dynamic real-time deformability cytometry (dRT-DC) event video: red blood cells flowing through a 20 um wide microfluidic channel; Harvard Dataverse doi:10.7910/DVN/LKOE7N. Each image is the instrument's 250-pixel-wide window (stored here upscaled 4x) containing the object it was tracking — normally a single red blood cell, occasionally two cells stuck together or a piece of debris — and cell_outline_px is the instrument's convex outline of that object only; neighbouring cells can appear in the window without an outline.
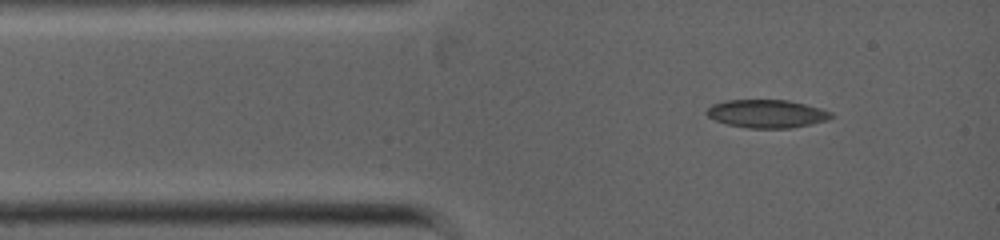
{"species": "common noctule bat (a hibernating species)", "species_latin": "Nyctalus noctula", "temperature_condition": "warm", "stored_images_in_passage": 8, "camera_frame_rate_fps": 5000, "um_per_image_px": 0.085, "animal": {"sex": "female", "body_mass_g": 19.0, "forearm_length_mm": 53.3}, "frame": {"image": 1, "passage_image": 1, "time_ms": 0.0, "image_size_px": [1000, 240], "cell_outline_px": [[836, 116], [828, 120], [792, 128], [748, 128], [728, 124], [716, 120], [708, 116], [704, 112], [712, 104], [724, 100], [788, 100], [820, 108], [832, 112]], "centroid_in_image_um": [65.19, 9.66], "position_along_channel_um": 19.8, "area_um2": 20.46}}
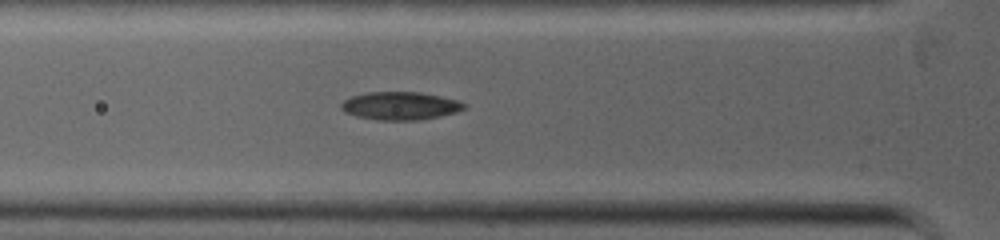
{"frame": {"image": 2, "passage_image": 6, "time_ms": 2.0, "image_size_px": [1000, 240], "cell_outline_px": [[468, 108], [456, 112], [440, 116], [420, 120], [376, 120], [356, 116], [344, 112], [340, 108], [340, 104], [344, 100], [352, 96], [368, 92], [420, 92], [440, 96], [456, 100], [468, 104]], "centroid_in_image_um": [34.03, 9.0], "position_along_channel_um": 91.8, "area_um2": 20.23}}
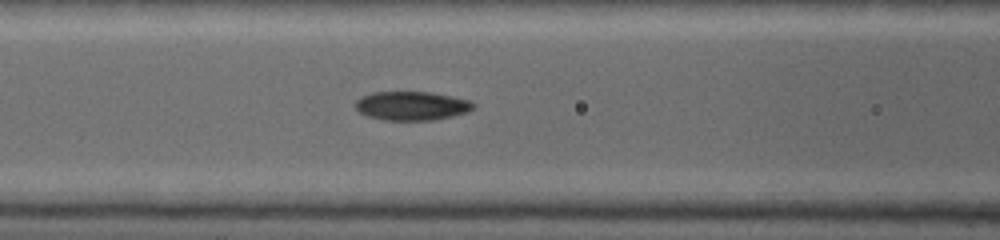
{"frame": {"image": 3, "passage_image": 8, "time_ms": 2.8, "image_size_px": [1000, 240], "cell_outline_px": [[476, 108], [468, 112], [452, 116], [432, 120], [384, 120], [368, 116], [360, 112], [356, 108], [356, 100], [360, 96], [372, 92], [428, 92], [472, 100], [476, 104]], "centroid_in_image_um": [35.03, 8.99], "position_along_channel_um": 131.6, "area_um2": 19.94}}